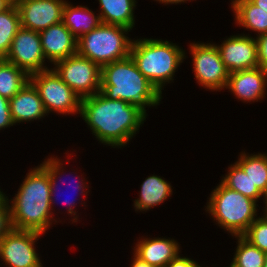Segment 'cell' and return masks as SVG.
Instances as JSON below:
<instances>
[{
    "label": "cell",
    "mask_w": 267,
    "mask_h": 267,
    "mask_svg": "<svg viewBox=\"0 0 267 267\" xmlns=\"http://www.w3.org/2000/svg\"><path fill=\"white\" fill-rule=\"evenodd\" d=\"M230 4L237 27L256 32V36L267 33V12L259 9L250 0H231Z\"/></svg>",
    "instance_id": "22"
},
{
    "label": "cell",
    "mask_w": 267,
    "mask_h": 267,
    "mask_svg": "<svg viewBox=\"0 0 267 267\" xmlns=\"http://www.w3.org/2000/svg\"><path fill=\"white\" fill-rule=\"evenodd\" d=\"M29 81V75L16 65L0 59V95L10 100Z\"/></svg>",
    "instance_id": "24"
},
{
    "label": "cell",
    "mask_w": 267,
    "mask_h": 267,
    "mask_svg": "<svg viewBox=\"0 0 267 267\" xmlns=\"http://www.w3.org/2000/svg\"><path fill=\"white\" fill-rule=\"evenodd\" d=\"M130 31L124 26L101 23L77 40V53L100 67L125 59L130 56L133 42Z\"/></svg>",
    "instance_id": "6"
},
{
    "label": "cell",
    "mask_w": 267,
    "mask_h": 267,
    "mask_svg": "<svg viewBox=\"0 0 267 267\" xmlns=\"http://www.w3.org/2000/svg\"><path fill=\"white\" fill-rule=\"evenodd\" d=\"M205 211L215 225L233 236H242L258 218V204L221 182L211 191Z\"/></svg>",
    "instance_id": "5"
},
{
    "label": "cell",
    "mask_w": 267,
    "mask_h": 267,
    "mask_svg": "<svg viewBox=\"0 0 267 267\" xmlns=\"http://www.w3.org/2000/svg\"><path fill=\"white\" fill-rule=\"evenodd\" d=\"M53 66L60 78L82 99L101 90V67L90 59L76 53Z\"/></svg>",
    "instance_id": "9"
},
{
    "label": "cell",
    "mask_w": 267,
    "mask_h": 267,
    "mask_svg": "<svg viewBox=\"0 0 267 267\" xmlns=\"http://www.w3.org/2000/svg\"><path fill=\"white\" fill-rule=\"evenodd\" d=\"M102 23L124 26L130 30L135 27L137 0H98Z\"/></svg>",
    "instance_id": "21"
},
{
    "label": "cell",
    "mask_w": 267,
    "mask_h": 267,
    "mask_svg": "<svg viewBox=\"0 0 267 267\" xmlns=\"http://www.w3.org/2000/svg\"><path fill=\"white\" fill-rule=\"evenodd\" d=\"M236 242V249L230 264L234 267H263L265 252L251 245L242 236H233Z\"/></svg>",
    "instance_id": "27"
},
{
    "label": "cell",
    "mask_w": 267,
    "mask_h": 267,
    "mask_svg": "<svg viewBox=\"0 0 267 267\" xmlns=\"http://www.w3.org/2000/svg\"><path fill=\"white\" fill-rule=\"evenodd\" d=\"M39 35L45 59L52 65L77 53V38L63 22L48 27Z\"/></svg>",
    "instance_id": "17"
},
{
    "label": "cell",
    "mask_w": 267,
    "mask_h": 267,
    "mask_svg": "<svg viewBox=\"0 0 267 267\" xmlns=\"http://www.w3.org/2000/svg\"><path fill=\"white\" fill-rule=\"evenodd\" d=\"M263 203H264V207H262V210L263 211H261V212H263V213H261L262 215L261 216H263L264 218H267V192L263 195Z\"/></svg>",
    "instance_id": "36"
},
{
    "label": "cell",
    "mask_w": 267,
    "mask_h": 267,
    "mask_svg": "<svg viewBox=\"0 0 267 267\" xmlns=\"http://www.w3.org/2000/svg\"><path fill=\"white\" fill-rule=\"evenodd\" d=\"M172 184L158 175H150L140 185L139 197L134 199L135 212H147L173 195ZM144 211V212H143Z\"/></svg>",
    "instance_id": "19"
},
{
    "label": "cell",
    "mask_w": 267,
    "mask_h": 267,
    "mask_svg": "<svg viewBox=\"0 0 267 267\" xmlns=\"http://www.w3.org/2000/svg\"><path fill=\"white\" fill-rule=\"evenodd\" d=\"M259 9L267 12V0H250Z\"/></svg>",
    "instance_id": "35"
},
{
    "label": "cell",
    "mask_w": 267,
    "mask_h": 267,
    "mask_svg": "<svg viewBox=\"0 0 267 267\" xmlns=\"http://www.w3.org/2000/svg\"><path fill=\"white\" fill-rule=\"evenodd\" d=\"M24 177L17 194L10 199L6 196L10 204L12 226L44 235L53 224L60 223L58 215L55 217L52 214L48 171L38 164L29 169Z\"/></svg>",
    "instance_id": "2"
},
{
    "label": "cell",
    "mask_w": 267,
    "mask_h": 267,
    "mask_svg": "<svg viewBox=\"0 0 267 267\" xmlns=\"http://www.w3.org/2000/svg\"><path fill=\"white\" fill-rule=\"evenodd\" d=\"M41 235L43 234L13 228L0 240V266L44 267L36 249V242L41 239Z\"/></svg>",
    "instance_id": "10"
},
{
    "label": "cell",
    "mask_w": 267,
    "mask_h": 267,
    "mask_svg": "<svg viewBox=\"0 0 267 267\" xmlns=\"http://www.w3.org/2000/svg\"><path fill=\"white\" fill-rule=\"evenodd\" d=\"M10 112L12 120L16 124L31 123L44 119L48 114L37 89L28 81L23 88L10 100Z\"/></svg>",
    "instance_id": "18"
},
{
    "label": "cell",
    "mask_w": 267,
    "mask_h": 267,
    "mask_svg": "<svg viewBox=\"0 0 267 267\" xmlns=\"http://www.w3.org/2000/svg\"><path fill=\"white\" fill-rule=\"evenodd\" d=\"M267 267V251L265 252L264 266Z\"/></svg>",
    "instance_id": "39"
},
{
    "label": "cell",
    "mask_w": 267,
    "mask_h": 267,
    "mask_svg": "<svg viewBox=\"0 0 267 267\" xmlns=\"http://www.w3.org/2000/svg\"><path fill=\"white\" fill-rule=\"evenodd\" d=\"M54 156H55L54 154L52 156L48 155L47 157H45L46 159H44L43 162L40 163L48 171V174H49V181H50V187H51L50 203H51V208H52V214L54 216L55 212L57 211L54 208L55 204L58 205V203H60V201H61L60 199H58V197H56V196H58V194H60L59 193L60 190L58 191V188L60 187V183H58L59 180L62 181V178H63L64 175H68V174L71 173L70 176H72V173H73V175L76 174L73 177L76 178V179L79 178V180H77L76 184H74L75 185V186H73L74 188L72 187V185L70 186L71 181L69 182L68 186H70L73 189H75L74 190L75 191L74 196L77 193V195L79 197H81L83 195L81 198H83V197H85V198H83L84 200L80 201L81 199L80 198L76 199V196H75V198L74 199L72 198V200L71 199H64L63 203H65V206L67 204V206L65 208L66 209L65 213H67V215L69 217L71 216V220H70V221H72L71 224H74V223L77 224L78 221H80L79 220L80 216H79V214H77L78 213L77 209H75V207L77 205L76 202L79 201L78 204L81 203L80 204L81 206L87 207L86 206L87 202H85V199H87L86 196L89 195L88 193L91 192V190H89L90 186L88 185L89 181L88 180L86 181V179L84 178L85 176H83L84 174L78 175L77 171L75 172V170H74V172H69V173L66 174L67 171H65V166H63V165H65L64 159L62 160L61 157L58 158L57 155H56V157H54ZM80 177H81V179H80ZM74 178H72V179H74ZM73 182H75V181L73 180ZM62 183H63V181H62ZM63 184H65V183H63ZM57 200L58 201L60 200V201L57 202Z\"/></svg>",
    "instance_id": "12"
},
{
    "label": "cell",
    "mask_w": 267,
    "mask_h": 267,
    "mask_svg": "<svg viewBox=\"0 0 267 267\" xmlns=\"http://www.w3.org/2000/svg\"><path fill=\"white\" fill-rule=\"evenodd\" d=\"M62 22L77 40L102 23L99 13L96 14L85 5L75 6L68 0L64 6Z\"/></svg>",
    "instance_id": "20"
},
{
    "label": "cell",
    "mask_w": 267,
    "mask_h": 267,
    "mask_svg": "<svg viewBox=\"0 0 267 267\" xmlns=\"http://www.w3.org/2000/svg\"><path fill=\"white\" fill-rule=\"evenodd\" d=\"M100 92L111 100L120 99L136 105L146 114L149 108L161 104L163 97L138 70L131 56L101 67Z\"/></svg>",
    "instance_id": "3"
},
{
    "label": "cell",
    "mask_w": 267,
    "mask_h": 267,
    "mask_svg": "<svg viewBox=\"0 0 267 267\" xmlns=\"http://www.w3.org/2000/svg\"><path fill=\"white\" fill-rule=\"evenodd\" d=\"M155 1H156V3L158 2L159 4L161 3L164 5H172V4L181 5V4H184L185 2L188 3L189 1L192 2V1H196V0H154V2Z\"/></svg>",
    "instance_id": "34"
},
{
    "label": "cell",
    "mask_w": 267,
    "mask_h": 267,
    "mask_svg": "<svg viewBox=\"0 0 267 267\" xmlns=\"http://www.w3.org/2000/svg\"><path fill=\"white\" fill-rule=\"evenodd\" d=\"M132 248L133 253L142 261L154 267L166 265L181 253L180 243L174 238L142 236L136 239Z\"/></svg>",
    "instance_id": "16"
},
{
    "label": "cell",
    "mask_w": 267,
    "mask_h": 267,
    "mask_svg": "<svg viewBox=\"0 0 267 267\" xmlns=\"http://www.w3.org/2000/svg\"><path fill=\"white\" fill-rule=\"evenodd\" d=\"M229 74L259 67L255 37L246 33L226 37L215 44Z\"/></svg>",
    "instance_id": "13"
},
{
    "label": "cell",
    "mask_w": 267,
    "mask_h": 267,
    "mask_svg": "<svg viewBox=\"0 0 267 267\" xmlns=\"http://www.w3.org/2000/svg\"><path fill=\"white\" fill-rule=\"evenodd\" d=\"M148 114L136 105L111 100L100 91L81 100L80 116L100 144L124 148L140 131Z\"/></svg>",
    "instance_id": "1"
},
{
    "label": "cell",
    "mask_w": 267,
    "mask_h": 267,
    "mask_svg": "<svg viewBox=\"0 0 267 267\" xmlns=\"http://www.w3.org/2000/svg\"><path fill=\"white\" fill-rule=\"evenodd\" d=\"M133 256L130 259L131 260V264L130 267H154L150 264H148L145 261H142L139 257H137L133 252H132Z\"/></svg>",
    "instance_id": "33"
},
{
    "label": "cell",
    "mask_w": 267,
    "mask_h": 267,
    "mask_svg": "<svg viewBox=\"0 0 267 267\" xmlns=\"http://www.w3.org/2000/svg\"><path fill=\"white\" fill-rule=\"evenodd\" d=\"M13 229L7 197L0 203V240Z\"/></svg>",
    "instance_id": "29"
},
{
    "label": "cell",
    "mask_w": 267,
    "mask_h": 267,
    "mask_svg": "<svg viewBox=\"0 0 267 267\" xmlns=\"http://www.w3.org/2000/svg\"><path fill=\"white\" fill-rule=\"evenodd\" d=\"M21 28L20 16L16 5L0 12V59L5 58L13 38Z\"/></svg>",
    "instance_id": "26"
},
{
    "label": "cell",
    "mask_w": 267,
    "mask_h": 267,
    "mask_svg": "<svg viewBox=\"0 0 267 267\" xmlns=\"http://www.w3.org/2000/svg\"><path fill=\"white\" fill-rule=\"evenodd\" d=\"M5 60L28 75L50 69L46 65L39 32L21 27L11 43Z\"/></svg>",
    "instance_id": "11"
},
{
    "label": "cell",
    "mask_w": 267,
    "mask_h": 267,
    "mask_svg": "<svg viewBox=\"0 0 267 267\" xmlns=\"http://www.w3.org/2000/svg\"><path fill=\"white\" fill-rule=\"evenodd\" d=\"M259 67L267 70V33L255 36Z\"/></svg>",
    "instance_id": "31"
},
{
    "label": "cell",
    "mask_w": 267,
    "mask_h": 267,
    "mask_svg": "<svg viewBox=\"0 0 267 267\" xmlns=\"http://www.w3.org/2000/svg\"><path fill=\"white\" fill-rule=\"evenodd\" d=\"M195 42L190 43L188 47L196 83L205 90L208 89L207 91H225L229 72L221 60L215 43Z\"/></svg>",
    "instance_id": "8"
},
{
    "label": "cell",
    "mask_w": 267,
    "mask_h": 267,
    "mask_svg": "<svg viewBox=\"0 0 267 267\" xmlns=\"http://www.w3.org/2000/svg\"><path fill=\"white\" fill-rule=\"evenodd\" d=\"M220 182L227 188L237 191L256 202L263 199L264 194L257 187H253L249 176L236 162L228 166L227 172L222 175Z\"/></svg>",
    "instance_id": "25"
},
{
    "label": "cell",
    "mask_w": 267,
    "mask_h": 267,
    "mask_svg": "<svg viewBox=\"0 0 267 267\" xmlns=\"http://www.w3.org/2000/svg\"><path fill=\"white\" fill-rule=\"evenodd\" d=\"M242 237L261 251H267V218L258 216Z\"/></svg>",
    "instance_id": "28"
},
{
    "label": "cell",
    "mask_w": 267,
    "mask_h": 267,
    "mask_svg": "<svg viewBox=\"0 0 267 267\" xmlns=\"http://www.w3.org/2000/svg\"><path fill=\"white\" fill-rule=\"evenodd\" d=\"M267 70L260 67L229 74L226 89L243 103L262 102L267 95Z\"/></svg>",
    "instance_id": "15"
},
{
    "label": "cell",
    "mask_w": 267,
    "mask_h": 267,
    "mask_svg": "<svg viewBox=\"0 0 267 267\" xmlns=\"http://www.w3.org/2000/svg\"><path fill=\"white\" fill-rule=\"evenodd\" d=\"M49 115H76L81 112V100L52 68L29 75Z\"/></svg>",
    "instance_id": "7"
},
{
    "label": "cell",
    "mask_w": 267,
    "mask_h": 267,
    "mask_svg": "<svg viewBox=\"0 0 267 267\" xmlns=\"http://www.w3.org/2000/svg\"><path fill=\"white\" fill-rule=\"evenodd\" d=\"M66 0H21L16 4L21 27L36 32L63 21Z\"/></svg>",
    "instance_id": "14"
},
{
    "label": "cell",
    "mask_w": 267,
    "mask_h": 267,
    "mask_svg": "<svg viewBox=\"0 0 267 267\" xmlns=\"http://www.w3.org/2000/svg\"><path fill=\"white\" fill-rule=\"evenodd\" d=\"M12 5L8 0H0V12L8 9Z\"/></svg>",
    "instance_id": "37"
},
{
    "label": "cell",
    "mask_w": 267,
    "mask_h": 267,
    "mask_svg": "<svg viewBox=\"0 0 267 267\" xmlns=\"http://www.w3.org/2000/svg\"><path fill=\"white\" fill-rule=\"evenodd\" d=\"M6 198V194L2 191L0 186V203Z\"/></svg>",
    "instance_id": "38"
},
{
    "label": "cell",
    "mask_w": 267,
    "mask_h": 267,
    "mask_svg": "<svg viewBox=\"0 0 267 267\" xmlns=\"http://www.w3.org/2000/svg\"><path fill=\"white\" fill-rule=\"evenodd\" d=\"M166 267H202V264L200 265L194 259L187 257V255L182 256V254H179L176 258L172 259Z\"/></svg>",
    "instance_id": "32"
},
{
    "label": "cell",
    "mask_w": 267,
    "mask_h": 267,
    "mask_svg": "<svg viewBox=\"0 0 267 267\" xmlns=\"http://www.w3.org/2000/svg\"><path fill=\"white\" fill-rule=\"evenodd\" d=\"M133 38L130 56L138 70L163 94L164 86L172 83L186 55L176 43L158 38Z\"/></svg>",
    "instance_id": "4"
},
{
    "label": "cell",
    "mask_w": 267,
    "mask_h": 267,
    "mask_svg": "<svg viewBox=\"0 0 267 267\" xmlns=\"http://www.w3.org/2000/svg\"><path fill=\"white\" fill-rule=\"evenodd\" d=\"M14 125L11 117L9 100L0 95V131Z\"/></svg>",
    "instance_id": "30"
},
{
    "label": "cell",
    "mask_w": 267,
    "mask_h": 267,
    "mask_svg": "<svg viewBox=\"0 0 267 267\" xmlns=\"http://www.w3.org/2000/svg\"><path fill=\"white\" fill-rule=\"evenodd\" d=\"M249 176L253 187H257L263 194L267 192V152L266 153H239L235 161Z\"/></svg>",
    "instance_id": "23"
},
{
    "label": "cell",
    "mask_w": 267,
    "mask_h": 267,
    "mask_svg": "<svg viewBox=\"0 0 267 267\" xmlns=\"http://www.w3.org/2000/svg\"><path fill=\"white\" fill-rule=\"evenodd\" d=\"M8 1L11 2L12 4L16 5L21 0H8Z\"/></svg>",
    "instance_id": "40"
}]
</instances>
